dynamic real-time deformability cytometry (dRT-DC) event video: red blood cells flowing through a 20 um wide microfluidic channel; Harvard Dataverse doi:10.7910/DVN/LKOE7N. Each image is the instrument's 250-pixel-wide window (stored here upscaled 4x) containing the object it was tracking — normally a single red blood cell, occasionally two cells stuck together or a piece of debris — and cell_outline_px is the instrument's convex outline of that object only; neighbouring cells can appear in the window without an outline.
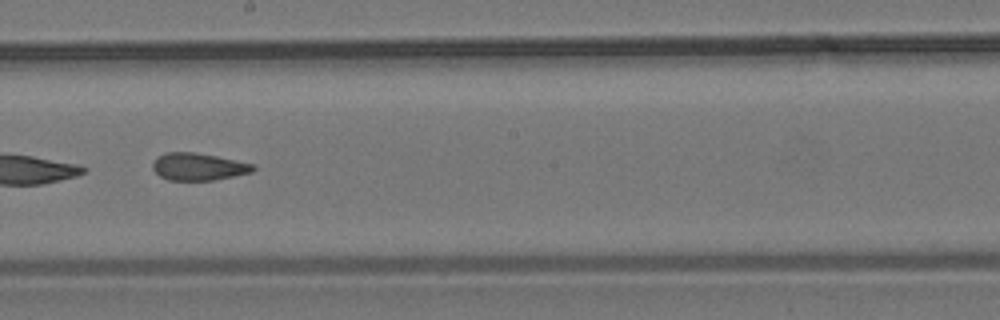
{"species": "common noctule bat (a hibernating species)", "species_latin": "Nyctalus noctula", "temperature_condition": "room temperature", "stored_images_in_passage": 13, "camera_frame_rate_fps": 3000, "um_per_image_px": 0.085, "animal": {"sex": "male", "body_mass_g": 19.2, "forearm_length_mm": 51.8}, "frame": {"image": 1, "passage_image": 8, "time_ms": 9.333, "image_size_px": [1000, 320], "cell_outline_px": [[256, 168], [252, 172], [212, 180], [168, 180], [160, 176], [152, 168], [152, 160], [156, 156], [164, 152], [192, 152], [216, 156], [252, 164]], "centroid_in_image_um": [16.79, 14.16], "position_along_channel_um": 231.4, "area_um2": 15.9}}
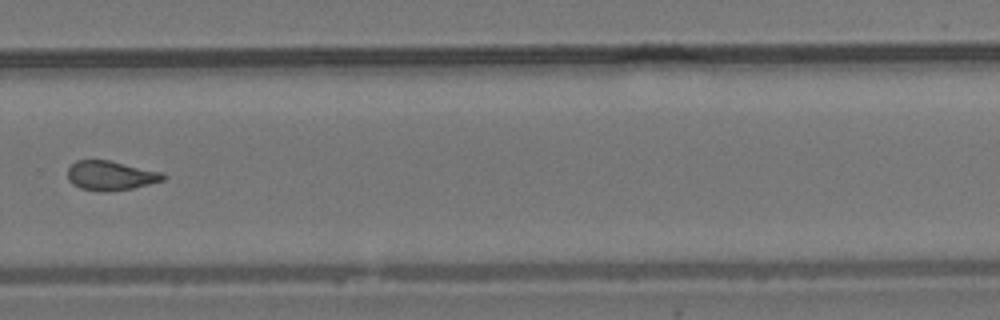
{"frame": {"image": 2, "passage_image": 10, "time_ms": 11.667, "image_size_px": [1000, 320], "cell_outline_px": [[168, 176], [164, 180], [132, 188], [104, 192], [100, 192], [80, 188], [72, 184], [68, 180], [68, 168], [76, 160], [108, 160], [164, 172]], "centroid_in_image_um": [9.42, 14.92], "position_along_channel_um": 320.4, "area_um2": 16.47}}
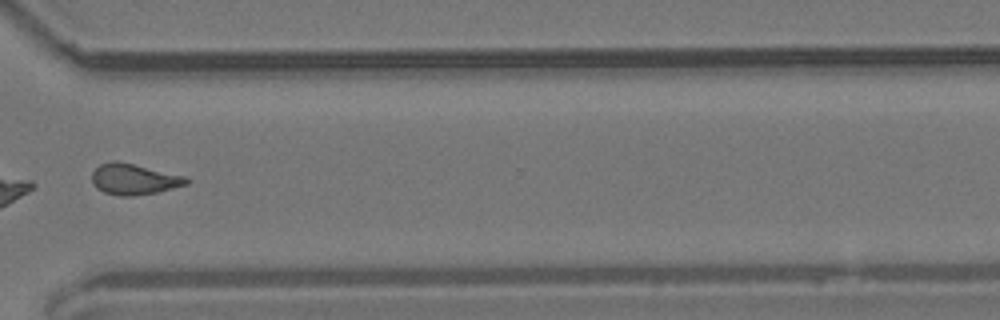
{"frame": {"image": 3, "passage_image": 11, "time_ms": 12.667, "image_size_px": [1000, 320], "cell_outline_px": [[188, 184], [156, 192], [132, 196], [120, 196], [104, 192], [96, 188], [92, 184], [92, 172], [100, 164], [112, 160], [116, 160], [188, 176]], "centroid_in_image_um": [11.38, 15.22], "position_along_channel_um": 359.2, "area_um2": 17.11}}